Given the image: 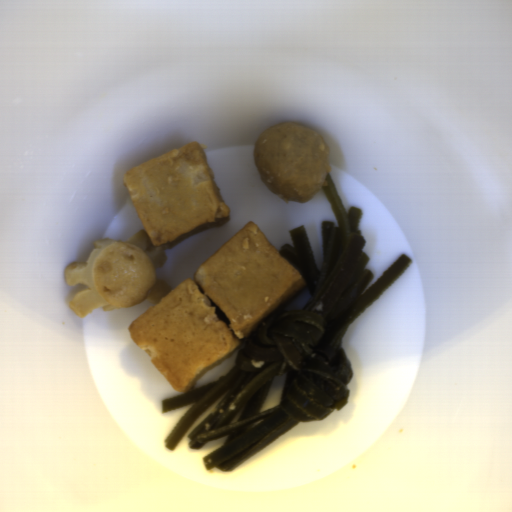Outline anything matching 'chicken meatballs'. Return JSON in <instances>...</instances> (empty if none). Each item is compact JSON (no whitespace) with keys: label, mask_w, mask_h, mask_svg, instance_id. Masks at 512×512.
<instances>
[{"label":"chicken meatballs","mask_w":512,"mask_h":512,"mask_svg":"<svg viewBox=\"0 0 512 512\" xmlns=\"http://www.w3.org/2000/svg\"><path fill=\"white\" fill-rule=\"evenodd\" d=\"M331 147L318 131L280 121L259 133L253 163L259 178L281 202H310L327 187Z\"/></svg>","instance_id":"obj_1"}]
</instances>
